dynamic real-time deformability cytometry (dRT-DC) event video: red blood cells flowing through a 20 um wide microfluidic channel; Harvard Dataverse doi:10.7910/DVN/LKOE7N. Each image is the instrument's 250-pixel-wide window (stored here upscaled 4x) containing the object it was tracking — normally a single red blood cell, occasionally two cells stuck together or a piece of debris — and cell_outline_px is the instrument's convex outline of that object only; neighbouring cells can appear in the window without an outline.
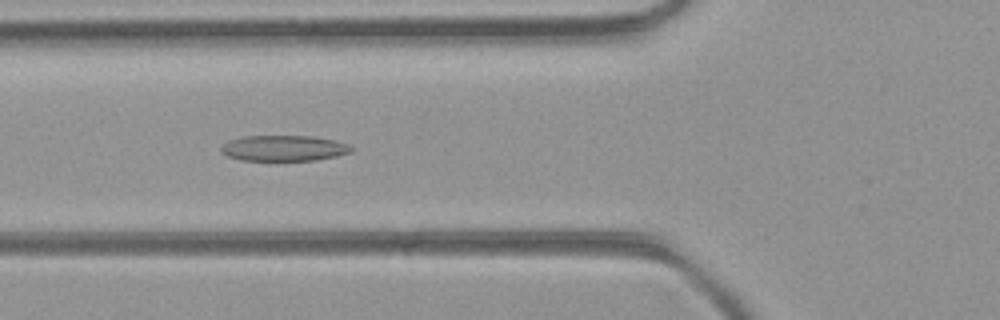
{"species": "common noctule bat (a hibernating species)", "species_latin": "Nyctalus noctula", "temperature_condition": "room temperature", "stored_images_in_passage": 44, "camera_frame_rate_fps": 3000, "um_per_image_px": 0.085, "animal": {"sex": "female", "body_mass_g": 21.9}, "frame": {"image": 1, "passage_image": 14, "time_ms": 4.333, "image_size_px": [1000, 320], "cell_outline_px": [[352, 152], [336, 156], [316, 160], [240, 160], [228, 156], [220, 152], [220, 148], [228, 140], [244, 136], [312, 136], [332, 140], [348, 144], [352, 148]], "centroid_in_image_um": [24.09, 12.59], "position_along_channel_um": 101.7, "area_um2": 19.42}}
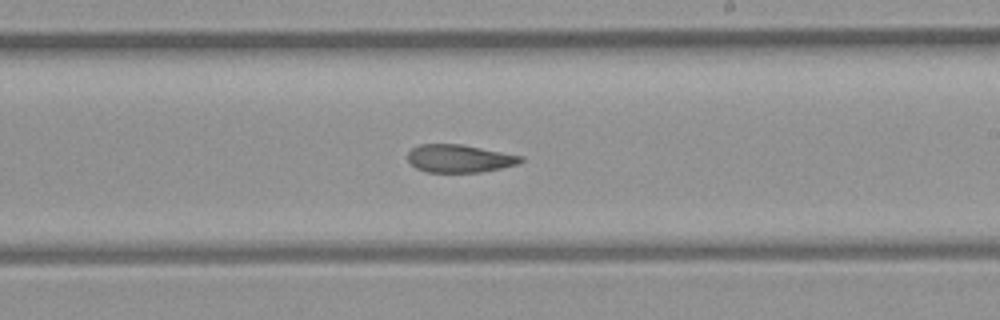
{"frame": {"image": 2, "passage_image": 24, "time_ms": 7.667, "image_size_px": [1000, 320], "cell_outline_px": [[524, 160], [516, 164], [500, 168], [480, 172], [428, 172], [416, 168], [408, 160], [408, 152], [412, 148], [420, 144], [460, 144], [524, 156]], "centroid_in_image_um": [39.04, 13.47], "position_along_channel_um": 250.0, "area_um2": 18.21}}
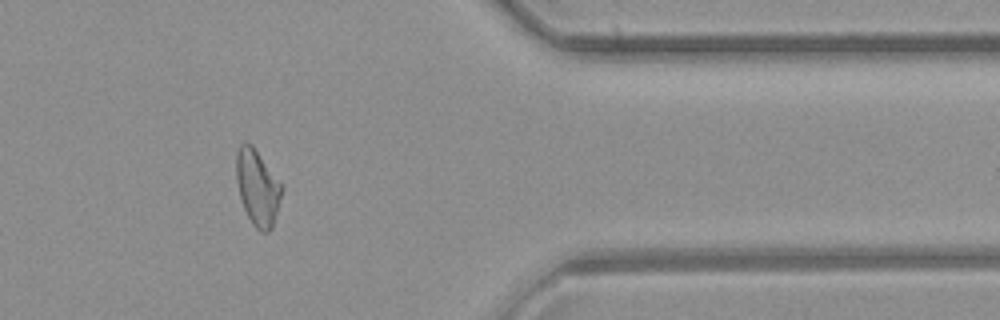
{"frame": {"image": 3, "passage_image": 35, "time_ms": 11.333, "image_size_px": [1000, 320], "cell_outline_px": [[284, 188], [272, 228], [268, 232], [260, 232], [252, 224], [244, 208], [240, 196], [236, 180], [236, 152], [240, 144], [244, 140], [252, 144], [284, 184]], "centroid_in_image_um": [21.91, 15.9], "position_along_channel_um": 389.5, "area_um2": 20.52}, "authors_computed_cell_mechanics": {"area_um2": 20.1433, "velocity_mm_per_s": 4.4445, "shape_relaxation_time_tau1_ms": null, "shape_relaxation_time_tau2_ms": 3.6431, "deformation_change_tau1": null, "deformation_change_tau2": 0.1216}}